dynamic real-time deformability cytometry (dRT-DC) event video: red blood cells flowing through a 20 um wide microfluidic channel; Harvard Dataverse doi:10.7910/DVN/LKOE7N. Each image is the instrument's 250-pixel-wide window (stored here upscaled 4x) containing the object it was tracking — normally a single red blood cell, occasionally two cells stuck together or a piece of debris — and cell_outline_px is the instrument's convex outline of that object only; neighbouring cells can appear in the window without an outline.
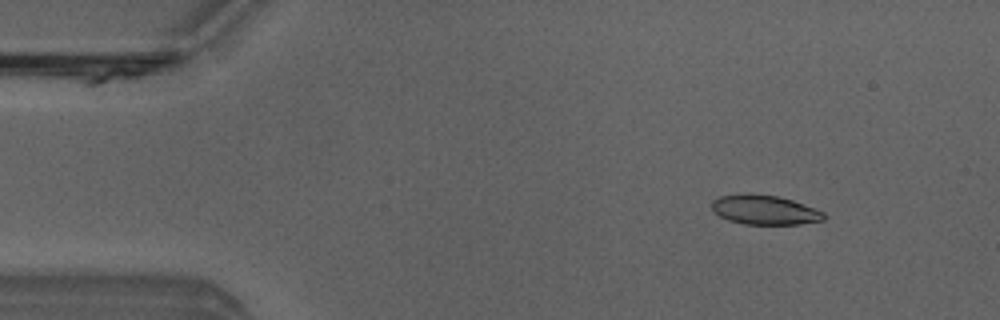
{"species": "Egyptian fruit bat (a non-hibernating species)", "species_latin": "Rousettus aegyptiacus", "temperature_condition": "room temperature", "stored_images_in_passage": 5, "camera_frame_rate_fps": 3000, "um_per_image_px": 0.085, "animal": {"sex": "male"}, "frame": {"image": 1, "passage_image": 5, "time_ms": 5.667, "image_size_px": [1000, 320], "cell_outline_px": [[824, 220], [800, 224], [744, 224], [728, 220], [712, 212], [712, 200], [720, 196], [776, 196], [792, 200], [824, 212]], "centroid_in_image_um": [65.0, 17.88], "position_along_channel_um": 20.0, "area_um2": 18.5}}